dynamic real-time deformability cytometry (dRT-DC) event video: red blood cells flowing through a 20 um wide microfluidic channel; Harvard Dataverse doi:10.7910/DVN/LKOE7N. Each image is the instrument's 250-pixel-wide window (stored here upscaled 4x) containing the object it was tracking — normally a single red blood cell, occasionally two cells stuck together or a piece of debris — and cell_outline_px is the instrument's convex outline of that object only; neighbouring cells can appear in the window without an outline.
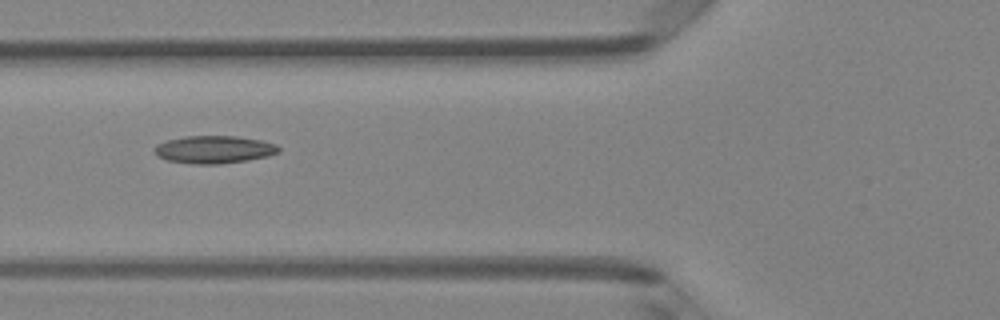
{"species": "Egyptian fruit bat (a non-hibernating species)", "species_latin": "Rousettus aegyptiacus", "temperature_condition": "room temperature", "stored_images_in_passage": 6, "camera_frame_rate_fps": 3000, "um_per_image_px": 0.085, "animal": {"sex": "female"}, "frame": {"image": 1, "passage_image": 6, "time_ms": 1.667, "image_size_px": [1000, 320], "cell_outline_px": [[280, 152], [268, 156], [248, 160], [220, 164], [192, 164], [168, 160], [156, 156], [152, 148], [156, 144], [168, 140], [184, 136], [236, 136], [260, 140], [276, 144], [280, 148]], "centroid_in_image_um": [18.17, 12.71], "position_along_channel_um": 107.6, "area_um2": 20.17}}